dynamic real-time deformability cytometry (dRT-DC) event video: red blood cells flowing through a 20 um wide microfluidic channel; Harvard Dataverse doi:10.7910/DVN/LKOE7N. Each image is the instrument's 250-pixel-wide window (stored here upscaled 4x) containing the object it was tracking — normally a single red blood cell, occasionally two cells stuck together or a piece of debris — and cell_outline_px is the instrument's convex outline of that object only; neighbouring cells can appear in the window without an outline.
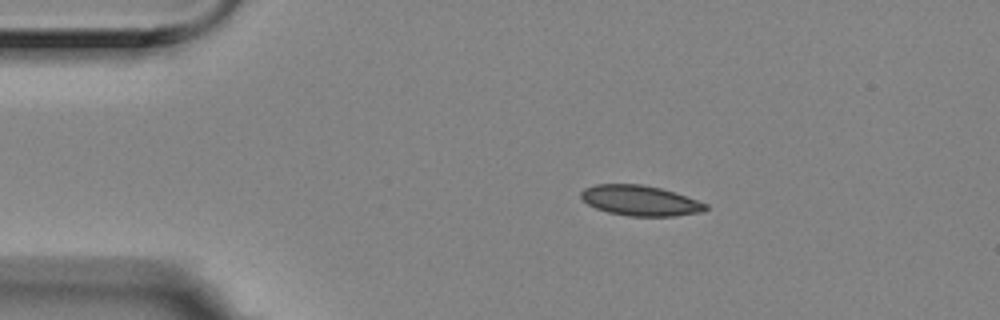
{"species": "Egyptian fruit bat (a non-hibernating species)", "species_latin": "Rousettus aegyptiacus", "temperature_condition": "room temperature", "stored_images_in_passage": 13, "camera_frame_rate_fps": 3000, "um_per_image_px": 0.085, "animal": {"sex": "female"}, "frame": {"image": 1, "passage_image": 1, "time_ms": 0.0, "image_size_px": [1000, 320], "cell_outline_px": [[708, 208], [704, 212], [676, 216], [628, 216], [608, 212], [596, 208], [588, 204], [580, 196], [580, 192], [584, 188], [596, 184], [640, 184], [660, 188], [708, 204]], "centroid_in_image_um": [54.41, 17.06], "position_along_channel_um": 30.6, "area_um2": 21.91}}
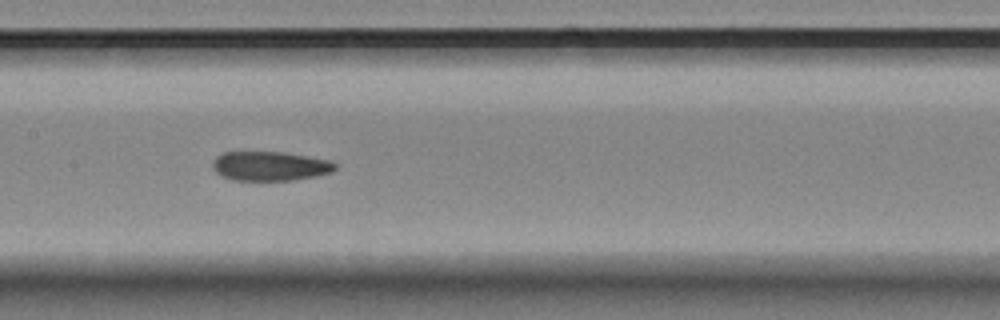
{"frame": {"image": 2, "passage_image": 6, "time_ms": 1.667, "image_size_px": [1000, 320], "cell_outline_px": [[336, 168], [332, 172], [316, 176], [292, 180], [232, 180], [220, 176], [212, 168], [212, 164], [216, 156], [224, 152], [284, 152], [332, 160], [336, 164]], "centroid_in_image_um": [22.95, 14.11], "position_along_channel_um": 184.4, "area_um2": 21.1}}
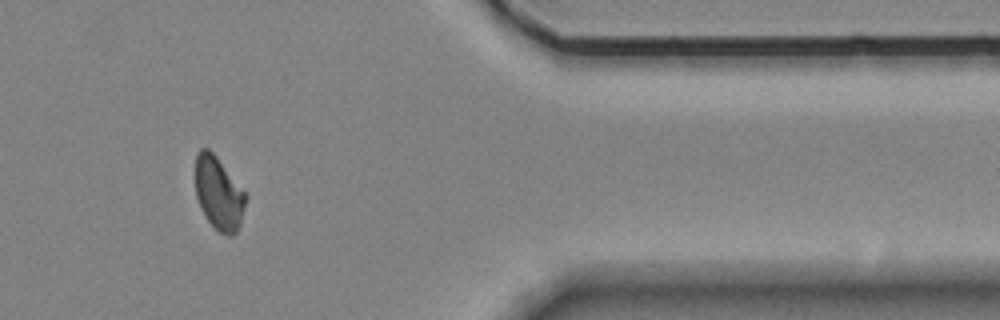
{"frame": {"image": 3, "passage_image": 11, "time_ms": 3.333, "image_size_px": [1000, 320], "cell_outline_px": [[248, 196], [240, 224], [236, 232], [232, 236], [228, 236], [220, 232], [208, 220], [200, 208], [196, 196], [196, 156], [200, 148], [208, 148], [216, 156]], "centroid_in_image_um": [18.6, 16.44], "position_along_channel_um": 392.8, "area_um2": 21.21}}